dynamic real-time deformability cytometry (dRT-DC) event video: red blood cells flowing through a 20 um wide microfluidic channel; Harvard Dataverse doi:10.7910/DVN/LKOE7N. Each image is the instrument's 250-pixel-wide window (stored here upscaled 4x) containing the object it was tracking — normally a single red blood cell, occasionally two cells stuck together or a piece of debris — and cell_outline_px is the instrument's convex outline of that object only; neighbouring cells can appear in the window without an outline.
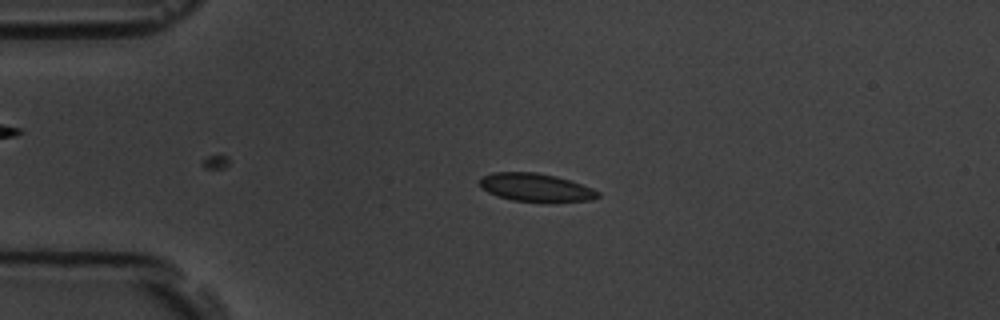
{"species": "common noctule bat (a hibernating species)", "species_latin": "Nyctalus noctula", "temperature_condition": "room temperature", "stored_images_in_passage": 4, "camera_frame_rate_fps": 3000, "um_per_image_px": 0.085, "animal": {"sex": "male", "body_mass_g": 19.5, "forearm_length_mm": 54.6}, "frame": {"image": 1, "passage_image": 3, "time_ms": 2.333, "image_size_px": [1000, 320], "cell_outline_px": [[600, 196], [592, 200], [552, 204], [548, 204], [512, 200], [496, 196], [480, 188], [480, 176], [492, 172], [536, 172], [556, 176], [592, 188], [600, 192]], "centroid_in_image_um": [45.55, 15.97], "position_along_channel_um": 39.5, "area_um2": 20.11}}